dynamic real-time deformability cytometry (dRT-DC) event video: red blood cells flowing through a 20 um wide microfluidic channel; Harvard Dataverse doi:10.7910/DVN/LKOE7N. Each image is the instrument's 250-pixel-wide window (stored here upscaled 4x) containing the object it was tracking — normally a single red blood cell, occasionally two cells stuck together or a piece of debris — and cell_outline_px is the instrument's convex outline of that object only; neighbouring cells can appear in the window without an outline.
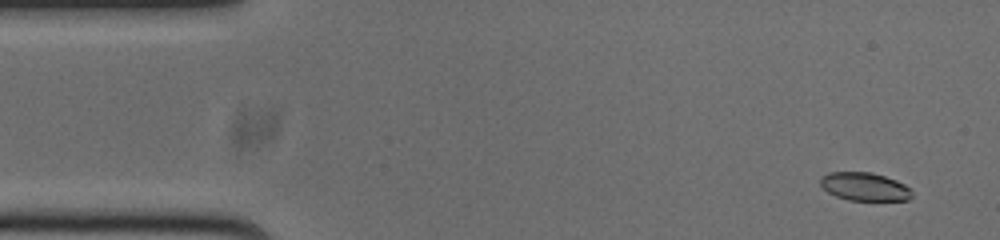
{"species": "common noctule bat (a hibernating species)", "species_latin": "Nyctalus noctula", "temperature_condition": "cold", "stored_images_in_passage": 53, "camera_frame_rate_fps": 3000, "um_per_image_px": 0.085, "animal": {"sex": "male", "body_mass_g": 20.0, "forearm_length_mm": 53.3}, "frame": {"image": 1, "passage_image": 3, "time_ms": 0.667, "image_size_px": [1000, 240], "cell_outline_px": [[912, 196], [908, 200], [848, 200], [836, 196], [828, 192], [820, 184], [820, 176], [828, 172], [872, 172], [896, 180], [904, 184], [912, 192]], "centroid_in_image_um": [73.46, 15.85], "position_along_channel_um": 11.5, "area_um2": 15.03}}
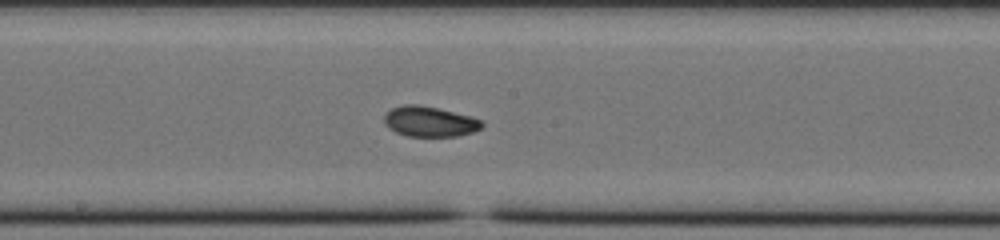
{"frame": {"image": 2, "passage_image": 27, "time_ms": 8.667, "image_size_px": [1000, 240], "cell_outline_px": [[484, 124], [480, 128], [472, 132], [456, 136], [408, 136], [396, 132], [388, 128], [384, 120], [384, 116], [392, 108], [404, 104], [416, 104], [436, 108], [472, 116], [480, 120]], "centroid_in_image_um": [36.51, 10.33], "position_along_channel_um": 211.7, "area_um2": 17.05}}
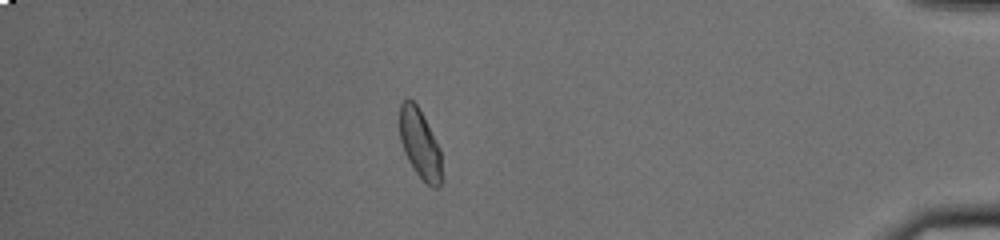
{"frame": {"image": 3, "passage_image": 46, "time_ms": 15.0, "image_size_px": [1000, 240], "cell_outline_px": [[440, 188], [432, 188], [416, 172], [408, 160], [400, 140], [400, 104], [408, 96], [416, 104], [440, 148]], "centroid_in_image_um": [35.67, 12.21], "position_along_channel_um": 399.5, "area_um2": 16.53}, "authors_computed_cell_mechanics": {"area_um2": 16.9354, "velocity_mm_per_s": 3.7578, "shape_relaxation_time_tau1_ms": null, "shape_relaxation_time_tau2_ms": 2.7651, "deformation_change_tau1": null, "deformation_change_tau2": 0.0591}}